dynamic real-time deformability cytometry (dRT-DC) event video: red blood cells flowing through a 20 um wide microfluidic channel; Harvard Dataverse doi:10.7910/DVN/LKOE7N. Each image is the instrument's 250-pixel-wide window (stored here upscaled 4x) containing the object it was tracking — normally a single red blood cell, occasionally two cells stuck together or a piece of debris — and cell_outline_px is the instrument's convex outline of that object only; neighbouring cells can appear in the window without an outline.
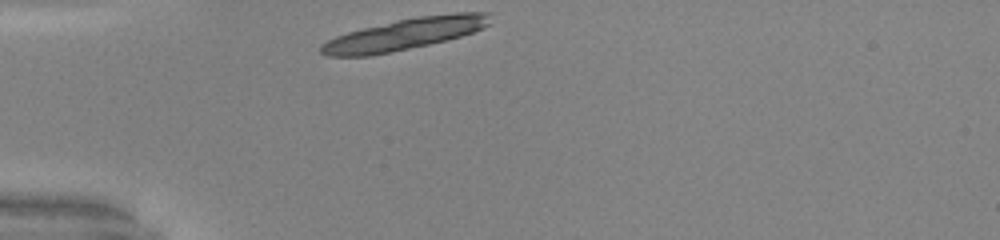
{"species": "common noctule bat (a hibernating species)", "species_latin": "Nyctalus noctula", "temperature_condition": "warm", "stored_images_in_passage": 20, "camera_frame_rate_fps": 3000, "um_per_image_px": 0.085, "animal": {"sex": "male", "body_mass_g": 20.0, "forearm_length_mm": 53.3}, "frame": {"image": 1, "passage_image": 1, "time_ms": 0.0, "image_size_px": [1000, 240], "cell_outline_px": [[492, 24], [484, 28], [460, 36], [428, 44], [372, 56], [328, 56], [320, 52], [320, 44], [336, 36], [348, 32], [396, 20], [420, 16], [456, 12], [492, 12]], "centroid_in_image_um": [34.45, 2.88], "position_along_channel_um": 50.5, "area_um2": 30.98}}